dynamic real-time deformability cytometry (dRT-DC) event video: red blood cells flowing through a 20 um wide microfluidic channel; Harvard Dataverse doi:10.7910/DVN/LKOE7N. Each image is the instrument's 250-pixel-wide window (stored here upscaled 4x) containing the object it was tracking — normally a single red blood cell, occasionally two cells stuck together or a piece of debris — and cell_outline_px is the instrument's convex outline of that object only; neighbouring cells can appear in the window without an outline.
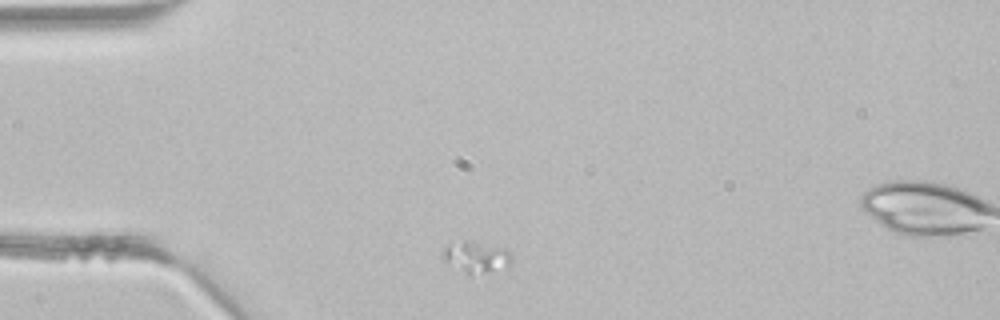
{"species": "common noctule bat (a hibernating species)", "species_latin": "Nyctalus noctula", "temperature_condition": "room temperature", "stored_images_in_passage": 2, "segment_of_instrument_passage": [1, 2], "camera_frame_rate_fps": 3000, "um_per_image_px": 0.085, "animal": {"sex": "male", "body_mass_g": 21.5, "forearm_length_mm": 52.0}, "frame": {"image": 1, "passage_image": 1, "time_ms": 0.0, "image_size_px": [1000, 320], "cell_outline_px": [[512, 260], [508, 268], [484, 272], [468, 272], [448, 264], [440, 256], [440, 252], [444, 248], [464, 240], [472, 240], [504, 248], [512, 252]], "centroid_in_image_um": [40.52, 21.81], "position_along_channel_um": 44.5, "area_um2": 12.43}}